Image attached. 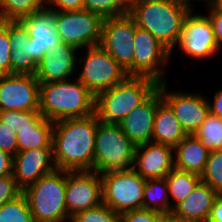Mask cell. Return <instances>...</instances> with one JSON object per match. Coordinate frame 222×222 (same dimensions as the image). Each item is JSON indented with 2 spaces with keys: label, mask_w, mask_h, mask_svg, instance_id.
<instances>
[{
  "label": "cell",
  "mask_w": 222,
  "mask_h": 222,
  "mask_svg": "<svg viewBox=\"0 0 222 222\" xmlns=\"http://www.w3.org/2000/svg\"><path fill=\"white\" fill-rule=\"evenodd\" d=\"M85 57L79 59L84 64L77 78L95 97L103 91L124 81L126 71L100 45L87 47Z\"/></svg>",
  "instance_id": "9c48e42d"
},
{
  "label": "cell",
  "mask_w": 222,
  "mask_h": 222,
  "mask_svg": "<svg viewBox=\"0 0 222 222\" xmlns=\"http://www.w3.org/2000/svg\"><path fill=\"white\" fill-rule=\"evenodd\" d=\"M100 174L103 204L118 214L142 209L146 179L134 169Z\"/></svg>",
  "instance_id": "52a82bcc"
},
{
  "label": "cell",
  "mask_w": 222,
  "mask_h": 222,
  "mask_svg": "<svg viewBox=\"0 0 222 222\" xmlns=\"http://www.w3.org/2000/svg\"><path fill=\"white\" fill-rule=\"evenodd\" d=\"M167 83H158L162 100L171 108L182 128L193 135L209 114L208 100L200 93L168 92Z\"/></svg>",
  "instance_id": "9a60e30c"
},
{
  "label": "cell",
  "mask_w": 222,
  "mask_h": 222,
  "mask_svg": "<svg viewBox=\"0 0 222 222\" xmlns=\"http://www.w3.org/2000/svg\"><path fill=\"white\" fill-rule=\"evenodd\" d=\"M136 27L134 18L128 12L106 18L102 23L100 46L117 61L128 76H133V42Z\"/></svg>",
  "instance_id": "30bf717a"
},
{
  "label": "cell",
  "mask_w": 222,
  "mask_h": 222,
  "mask_svg": "<svg viewBox=\"0 0 222 222\" xmlns=\"http://www.w3.org/2000/svg\"><path fill=\"white\" fill-rule=\"evenodd\" d=\"M207 6L210 8V12L206 16L212 24L218 49H220L222 46V11L216 8L212 3L207 4Z\"/></svg>",
  "instance_id": "ab89813d"
},
{
  "label": "cell",
  "mask_w": 222,
  "mask_h": 222,
  "mask_svg": "<svg viewBox=\"0 0 222 222\" xmlns=\"http://www.w3.org/2000/svg\"><path fill=\"white\" fill-rule=\"evenodd\" d=\"M54 122L42 117L33 127L19 129L17 135L18 151L53 147Z\"/></svg>",
  "instance_id": "cb8c5ba5"
},
{
  "label": "cell",
  "mask_w": 222,
  "mask_h": 222,
  "mask_svg": "<svg viewBox=\"0 0 222 222\" xmlns=\"http://www.w3.org/2000/svg\"><path fill=\"white\" fill-rule=\"evenodd\" d=\"M98 121L96 113H93L87 117L54 122L52 145L56 169L93 171Z\"/></svg>",
  "instance_id": "6da1fadb"
},
{
  "label": "cell",
  "mask_w": 222,
  "mask_h": 222,
  "mask_svg": "<svg viewBox=\"0 0 222 222\" xmlns=\"http://www.w3.org/2000/svg\"><path fill=\"white\" fill-rule=\"evenodd\" d=\"M84 9L106 19L126 14L128 5L123 0H84Z\"/></svg>",
  "instance_id": "1f68e13d"
},
{
  "label": "cell",
  "mask_w": 222,
  "mask_h": 222,
  "mask_svg": "<svg viewBox=\"0 0 222 222\" xmlns=\"http://www.w3.org/2000/svg\"><path fill=\"white\" fill-rule=\"evenodd\" d=\"M174 148L148 142L135 147L134 170L143 179L164 178L174 168Z\"/></svg>",
  "instance_id": "ac0fdd59"
},
{
  "label": "cell",
  "mask_w": 222,
  "mask_h": 222,
  "mask_svg": "<svg viewBox=\"0 0 222 222\" xmlns=\"http://www.w3.org/2000/svg\"><path fill=\"white\" fill-rule=\"evenodd\" d=\"M39 85L36 75H0V111H39Z\"/></svg>",
  "instance_id": "4fadbf2b"
},
{
  "label": "cell",
  "mask_w": 222,
  "mask_h": 222,
  "mask_svg": "<svg viewBox=\"0 0 222 222\" xmlns=\"http://www.w3.org/2000/svg\"><path fill=\"white\" fill-rule=\"evenodd\" d=\"M165 179L168 186L169 198L173 199V204H171L173 208L193 191L201 181V176L173 168L165 176Z\"/></svg>",
  "instance_id": "484cf974"
},
{
  "label": "cell",
  "mask_w": 222,
  "mask_h": 222,
  "mask_svg": "<svg viewBox=\"0 0 222 222\" xmlns=\"http://www.w3.org/2000/svg\"><path fill=\"white\" fill-rule=\"evenodd\" d=\"M0 148L11 155L18 152L17 135L14 130L0 121Z\"/></svg>",
  "instance_id": "f35d334b"
},
{
  "label": "cell",
  "mask_w": 222,
  "mask_h": 222,
  "mask_svg": "<svg viewBox=\"0 0 222 222\" xmlns=\"http://www.w3.org/2000/svg\"><path fill=\"white\" fill-rule=\"evenodd\" d=\"M193 135L209 151L222 150V119L209 113Z\"/></svg>",
  "instance_id": "83f0119b"
},
{
  "label": "cell",
  "mask_w": 222,
  "mask_h": 222,
  "mask_svg": "<svg viewBox=\"0 0 222 222\" xmlns=\"http://www.w3.org/2000/svg\"><path fill=\"white\" fill-rule=\"evenodd\" d=\"M8 35L11 49L26 51L27 41L30 40L29 31L21 21H8Z\"/></svg>",
  "instance_id": "e575fe53"
},
{
  "label": "cell",
  "mask_w": 222,
  "mask_h": 222,
  "mask_svg": "<svg viewBox=\"0 0 222 222\" xmlns=\"http://www.w3.org/2000/svg\"><path fill=\"white\" fill-rule=\"evenodd\" d=\"M201 181L222 194V150L210 151Z\"/></svg>",
  "instance_id": "f546056e"
},
{
  "label": "cell",
  "mask_w": 222,
  "mask_h": 222,
  "mask_svg": "<svg viewBox=\"0 0 222 222\" xmlns=\"http://www.w3.org/2000/svg\"><path fill=\"white\" fill-rule=\"evenodd\" d=\"M208 222H222V194L215 199Z\"/></svg>",
  "instance_id": "7bdbcfd3"
},
{
  "label": "cell",
  "mask_w": 222,
  "mask_h": 222,
  "mask_svg": "<svg viewBox=\"0 0 222 222\" xmlns=\"http://www.w3.org/2000/svg\"><path fill=\"white\" fill-rule=\"evenodd\" d=\"M11 74L35 75L38 63L26 51H11Z\"/></svg>",
  "instance_id": "836d02e7"
},
{
  "label": "cell",
  "mask_w": 222,
  "mask_h": 222,
  "mask_svg": "<svg viewBox=\"0 0 222 222\" xmlns=\"http://www.w3.org/2000/svg\"><path fill=\"white\" fill-rule=\"evenodd\" d=\"M192 13L190 11L183 21L177 44L190 58H210L219 51L212 24L206 15Z\"/></svg>",
  "instance_id": "5bb4252c"
},
{
  "label": "cell",
  "mask_w": 222,
  "mask_h": 222,
  "mask_svg": "<svg viewBox=\"0 0 222 222\" xmlns=\"http://www.w3.org/2000/svg\"><path fill=\"white\" fill-rule=\"evenodd\" d=\"M55 170L53 147L18 151L13 156L12 175L22 191Z\"/></svg>",
  "instance_id": "2e32d148"
},
{
  "label": "cell",
  "mask_w": 222,
  "mask_h": 222,
  "mask_svg": "<svg viewBox=\"0 0 222 222\" xmlns=\"http://www.w3.org/2000/svg\"><path fill=\"white\" fill-rule=\"evenodd\" d=\"M13 155L0 148V178L12 175Z\"/></svg>",
  "instance_id": "b9f144b4"
},
{
  "label": "cell",
  "mask_w": 222,
  "mask_h": 222,
  "mask_svg": "<svg viewBox=\"0 0 222 222\" xmlns=\"http://www.w3.org/2000/svg\"><path fill=\"white\" fill-rule=\"evenodd\" d=\"M162 101L160 90L157 88L118 124L135 146L152 142L156 108Z\"/></svg>",
  "instance_id": "d6986e66"
},
{
  "label": "cell",
  "mask_w": 222,
  "mask_h": 222,
  "mask_svg": "<svg viewBox=\"0 0 222 222\" xmlns=\"http://www.w3.org/2000/svg\"><path fill=\"white\" fill-rule=\"evenodd\" d=\"M174 151V168L200 176L203 174L210 151L194 135L185 136Z\"/></svg>",
  "instance_id": "7402d4cb"
},
{
  "label": "cell",
  "mask_w": 222,
  "mask_h": 222,
  "mask_svg": "<svg viewBox=\"0 0 222 222\" xmlns=\"http://www.w3.org/2000/svg\"><path fill=\"white\" fill-rule=\"evenodd\" d=\"M158 83L148 77L128 76L95 97V113L104 123L119 124L135 107L141 105Z\"/></svg>",
  "instance_id": "277c9868"
},
{
  "label": "cell",
  "mask_w": 222,
  "mask_h": 222,
  "mask_svg": "<svg viewBox=\"0 0 222 222\" xmlns=\"http://www.w3.org/2000/svg\"><path fill=\"white\" fill-rule=\"evenodd\" d=\"M160 215L152 210H133L120 214L119 222H158Z\"/></svg>",
  "instance_id": "74e56055"
},
{
  "label": "cell",
  "mask_w": 222,
  "mask_h": 222,
  "mask_svg": "<svg viewBox=\"0 0 222 222\" xmlns=\"http://www.w3.org/2000/svg\"><path fill=\"white\" fill-rule=\"evenodd\" d=\"M11 51L8 21H0V75L11 74Z\"/></svg>",
  "instance_id": "d590c367"
},
{
  "label": "cell",
  "mask_w": 222,
  "mask_h": 222,
  "mask_svg": "<svg viewBox=\"0 0 222 222\" xmlns=\"http://www.w3.org/2000/svg\"><path fill=\"white\" fill-rule=\"evenodd\" d=\"M120 214L107 205L101 203L77 213L71 218V222H119Z\"/></svg>",
  "instance_id": "d6a6232c"
},
{
  "label": "cell",
  "mask_w": 222,
  "mask_h": 222,
  "mask_svg": "<svg viewBox=\"0 0 222 222\" xmlns=\"http://www.w3.org/2000/svg\"><path fill=\"white\" fill-rule=\"evenodd\" d=\"M65 201L70 218L103 203L101 174L95 171H66Z\"/></svg>",
  "instance_id": "7c38bea8"
},
{
  "label": "cell",
  "mask_w": 222,
  "mask_h": 222,
  "mask_svg": "<svg viewBox=\"0 0 222 222\" xmlns=\"http://www.w3.org/2000/svg\"><path fill=\"white\" fill-rule=\"evenodd\" d=\"M133 76L148 77L157 83L166 82L164 68L170 60L171 51L147 30L136 27L133 42Z\"/></svg>",
  "instance_id": "8fae6325"
},
{
  "label": "cell",
  "mask_w": 222,
  "mask_h": 222,
  "mask_svg": "<svg viewBox=\"0 0 222 222\" xmlns=\"http://www.w3.org/2000/svg\"><path fill=\"white\" fill-rule=\"evenodd\" d=\"M103 18L88 10L54 11L56 32L62 42L77 49L100 45Z\"/></svg>",
  "instance_id": "ba28073f"
},
{
  "label": "cell",
  "mask_w": 222,
  "mask_h": 222,
  "mask_svg": "<svg viewBox=\"0 0 222 222\" xmlns=\"http://www.w3.org/2000/svg\"><path fill=\"white\" fill-rule=\"evenodd\" d=\"M128 6L133 3L135 0H123Z\"/></svg>",
  "instance_id": "c3c4849f"
},
{
  "label": "cell",
  "mask_w": 222,
  "mask_h": 222,
  "mask_svg": "<svg viewBox=\"0 0 222 222\" xmlns=\"http://www.w3.org/2000/svg\"><path fill=\"white\" fill-rule=\"evenodd\" d=\"M208 106L209 113L222 119V90L216 92L212 103L208 100Z\"/></svg>",
  "instance_id": "ee69618b"
},
{
  "label": "cell",
  "mask_w": 222,
  "mask_h": 222,
  "mask_svg": "<svg viewBox=\"0 0 222 222\" xmlns=\"http://www.w3.org/2000/svg\"><path fill=\"white\" fill-rule=\"evenodd\" d=\"M47 4L49 6L47 8L52 11H79L84 9V0H47Z\"/></svg>",
  "instance_id": "60d3db41"
},
{
  "label": "cell",
  "mask_w": 222,
  "mask_h": 222,
  "mask_svg": "<svg viewBox=\"0 0 222 222\" xmlns=\"http://www.w3.org/2000/svg\"><path fill=\"white\" fill-rule=\"evenodd\" d=\"M189 12L187 8L167 0H135L128 6V13L137 26L158 39L171 54Z\"/></svg>",
  "instance_id": "3957f363"
},
{
  "label": "cell",
  "mask_w": 222,
  "mask_h": 222,
  "mask_svg": "<svg viewBox=\"0 0 222 222\" xmlns=\"http://www.w3.org/2000/svg\"><path fill=\"white\" fill-rule=\"evenodd\" d=\"M77 48L65 44L56 45L39 62L36 78L40 84L66 81L74 73L77 62Z\"/></svg>",
  "instance_id": "ffe728a7"
},
{
  "label": "cell",
  "mask_w": 222,
  "mask_h": 222,
  "mask_svg": "<svg viewBox=\"0 0 222 222\" xmlns=\"http://www.w3.org/2000/svg\"><path fill=\"white\" fill-rule=\"evenodd\" d=\"M187 135L174 112L162 101L156 108L152 142L174 148Z\"/></svg>",
  "instance_id": "603a6c76"
},
{
  "label": "cell",
  "mask_w": 222,
  "mask_h": 222,
  "mask_svg": "<svg viewBox=\"0 0 222 222\" xmlns=\"http://www.w3.org/2000/svg\"><path fill=\"white\" fill-rule=\"evenodd\" d=\"M22 192L13 175L0 178V207L6 202L15 199Z\"/></svg>",
  "instance_id": "8d00e7d4"
},
{
  "label": "cell",
  "mask_w": 222,
  "mask_h": 222,
  "mask_svg": "<svg viewBox=\"0 0 222 222\" xmlns=\"http://www.w3.org/2000/svg\"><path fill=\"white\" fill-rule=\"evenodd\" d=\"M171 3H175V4H178L180 6H183L185 8H187L189 11H192L193 12V9H192V4L190 2H192L193 0H167ZM198 1V0H196ZM201 1V0H200ZM203 1V0H202ZM207 2H209L208 4L212 3V0H206Z\"/></svg>",
  "instance_id": "f6af8a7d"
},
{
  "label": "cell",
  "mask_w": 222,
  "mask_h": 222,
  "mask_svg": "<svg viewBox=\"0 0 222 222\" xmlns=\"http://www.w3.org/2000/svg\"><path fill=\"white\" fill-rule=\"evenodd\" d=\"M0 222H35L23 192L0 207Z\"/></svg>",
  "instance_id": "f1b7e54d"
},
{
  "label": "cell",
  "mask_w": 222,
  "mask_h": 222,
  "mask_svg": "<svg viewBox=\"0 0 222 222\" xmlns=\"http://www.w3.org/2000/svg\"><path fill=\"white\" fill-rule=\"evenodd\" d=\"M29 31L27 54L38 63L56 45L62 43L56 32L54 11L48 8L37 11L21 20Z\"/></svg>",
  "instance_id": "e0dca14e"
},
{
  "label": "cell",
  "mask_w": 222,
  "mask_h": 222,
  "mask_svg": "<svg viewBox=\"0 0 222 222\" xmlns=\"http://www.w3.org/2000/svg\"><path fill=\"white\" fill-rule=\"evenodd\" d=\"M135 147L118 124L98 121L93 171L109 173L134 169Z\"/></svg>",
  "instance_id": "5b68a950"
},
{
  "label": "cell",
  "mask_w": 222,
  "mask_h": 222,
  "mask_svg": "<svg viewBox=\"0 0 222 222\" xmlns=\"http://www.w3.org/2000/svg\"><path fill=\"white\" fill-rule=\"evenodd\" d=\"M47 9V0H0V21H21Z\"/></svg>",
  "instance_id": "4316f807"
},
{
  "label": "cell",
  "mask_w": 222,
  "mask_h": 222,
  "mask_svg": "<svg viewBox=\"0 0 222 222\" xmlns=\"http://www.w3.org/2000/svg\"><path fill=\"white\" fill-rule=\"evenodd\" d=\"M142 209L156 211L161 214L172 212L173 208L170 203L165 177L145 181Z\"/></svg>",
  "instance_id": "d4e9b609"
},
{
  "label": "cell",
  "mask_w": 222,
  "mask_h": 222,
  "mask_svg": "<svg viewBox=\"0 0 222 222\" xmlns=\"http://www.w3.org/2000/svg\"><path fill=\"white\" fill-rule=\"evenodd\" d=\"M212 4L222 11V0H212Z\"/></svg>",
  "instance_id": "7dc6e473"
},
{
  "label": "cell",
  "mask_w": 222,
  "mask_h": 222,
  "mask_svg": "<svg viewBox=\"0 0 222 222\" xmlns=\"http://www.w3.org/2000/svg\"><path fill=\"white\" fill-rule=\"evenodd\" d=\"M39 96V112L51 122L95 113V96L77 78L75 82L42 83Z\"/></svg>",
  "instance_id": "7a4b0ae2"
},
{
  "label": "cell",
  "mask_w": 222,
  "mask_h": 222,
  "mask_svg": "<svg viewBox=\"0 0 222 222\" xmlns=\"http://www.w3.org/2000/svg\"><path fill=\"white\" fill-rule=\"evenodd\" d=\"M65 189L66 171L56 169L23 191L35 222H71L66 207Z\"/></svg>",
  "instance_id": "8992f818"
},
{
  "label": "cell",
  "mask_w": 222,
  "mask_h": 222,
  "mask_svg": "<svg viewBox=\"0 0 222 222\" xmlns=\"http://www.w3.org/2000/svg\"><path fill=\"white\" fill-rule=\"evenodd\" d=\"M42 117L39 111H0V121L16 134L23 127H33Z\"/></svg>",
  "instance_id": "4dcf8cb0"
},
{
  "label": "cell",
  "mask_w": 222,
  "mask_h": 222,
  "mask_svg": "<svg viewBox=\"0 0 222 222\" xmlns=\"http://www.w3.org/2000/svg\"><path fill=\"white\" fill-rule=\"evenodd\" d=\"M158 222H182L179 217L174 216L172 213H165L159 216Z\"/></svg>",
  "instance_id": "bcb514c9"
},
{
  "label": "cell",
  "mask_w": 222,
  "mask_h": 222,
  "mask_svg": "<svg viewBox=\"0 0 222 222\" xmlns=\"http://www.w3.org/2000/svg\"><path fill=\"white\" fill-rule=\"evenodd\" d=\"M218 195L208 184L200 181L186 198L173 207L171 213L182 221H208Z\"/></svg>",
  "instance_id": "44dd1931"
},
{
  "label": "cell",
  "mask_w": 222,
  "mask_h": 222,
  "mask_svg": "<svg viewBox=\"0 0 222 222\" xmlns=\"http://www.w3.org/2000/svg\"><path fill=\"white\" fill-rule=\"evenodd\" d=\"M182 222H208V221H195V220H189V221H182Z\"/></svg>",
  "instance_id": "681fc988"
}]
</instances>
